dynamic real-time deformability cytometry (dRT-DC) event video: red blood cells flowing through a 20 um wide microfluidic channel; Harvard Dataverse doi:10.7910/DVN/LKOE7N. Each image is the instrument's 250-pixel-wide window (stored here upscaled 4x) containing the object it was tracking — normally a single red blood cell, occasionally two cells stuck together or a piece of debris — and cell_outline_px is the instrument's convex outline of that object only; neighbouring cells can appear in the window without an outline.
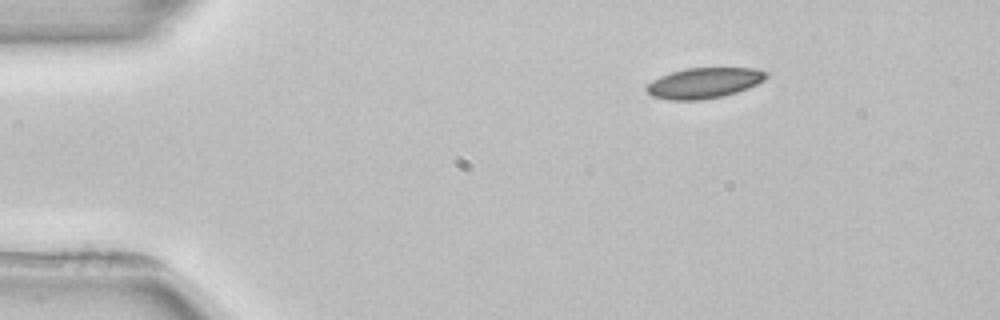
{"species": "common noctule bat (a hibernating species)", "species_latin": "Nyctalus noctula", "temperature_condition": "room temperature", "stored_images_in_passage": 2, "camera_frame_rate_fps": 3000, "um_per_image_px": 0.085, "animal": {"sex": "female", "body_mass_g": 22.7, "forearm_length_mm": 54.2}, "frame": {"image": 1, "passage_image": 1, "time_ms": 0.0, "image_size_px": [1000, 320], "cell_outline_px": [[768, 76], [764, 80], [748, 88], [724, 96], [700, 100], [668, 100], [652, 96], [644, 88], [652, 80], [660, 76], [684, 68], [756, 68], [768, 72]], "centroid_in_image_um": [59.84, 7.05], "position_along_channel_um": 25.2, "area_um2": 21.39}}